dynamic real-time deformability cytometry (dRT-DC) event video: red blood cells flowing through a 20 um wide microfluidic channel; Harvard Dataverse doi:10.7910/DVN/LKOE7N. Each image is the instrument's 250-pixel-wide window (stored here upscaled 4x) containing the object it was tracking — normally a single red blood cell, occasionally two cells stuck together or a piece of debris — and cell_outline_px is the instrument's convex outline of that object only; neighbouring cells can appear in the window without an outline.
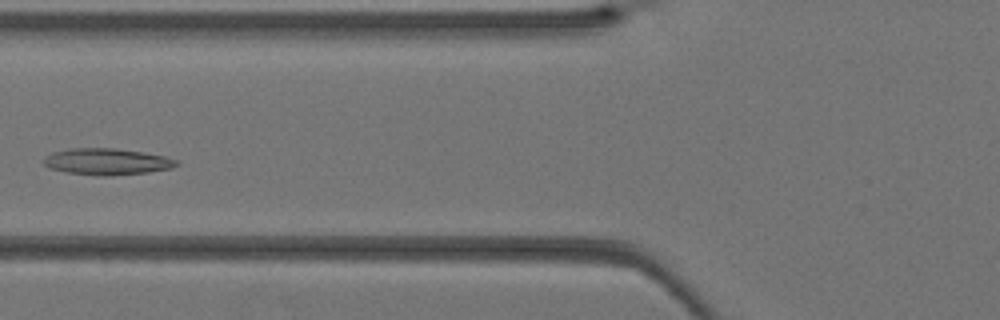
{"species": "Egyptian fruit bat (a non-hibernating species)", "species_latin": "Rousettus aegyptiacus", "temperature_condition": "warm", "stored_images_in_passage": 38, "camera_frame_rate_fps": 3000, "um_per_image_px": 0.085, "animal": {"sex": "female"}, "frame": {"image": 1, "passage_image": 14, "time_ms": 4.333, "image_size_px": [1000, 320], "cell_outline_px": [[180, 164], [172, 168], [148, 172], [112, 176], [100, 176], [68, 172], [48, 168], [44, 164], [44, 156], [52, 152], [72, 148], [116, 148], [144, 152], [164, 156], [180, 160]], "centroid_in_image_um": [9.12, 13.73], "position_along_channel_um": 116.7, "area_um2": 20.69}}
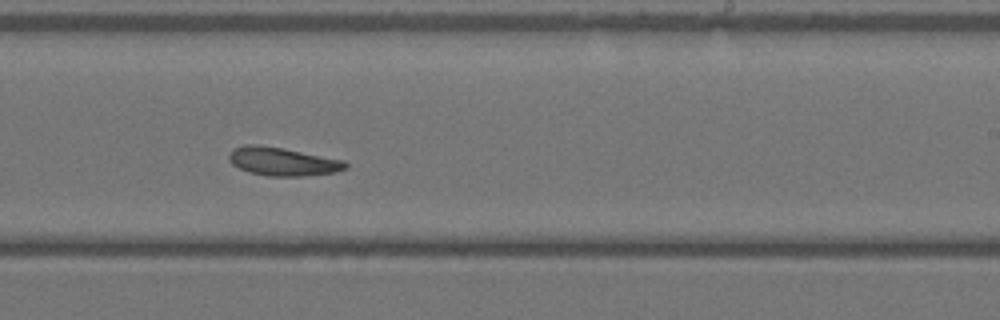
{"frame": {"image": 2, "passage_image": 23, "time_ms": 7.333, "image_size_px": [1000, 320], "cell_outline_px": [[348, 168], [336, 172], [300, 176], [268, 176], [248, 172], [232, 164], [228, 160], [228, 156], [232, 148], [244, 144], [256, 144], [284, 148], [344, 160], [348, 164]], "centroid_in_image_um": [24.0, 13.72], "position_along_channel_um": 265.0, "area_um2": 19.42}}
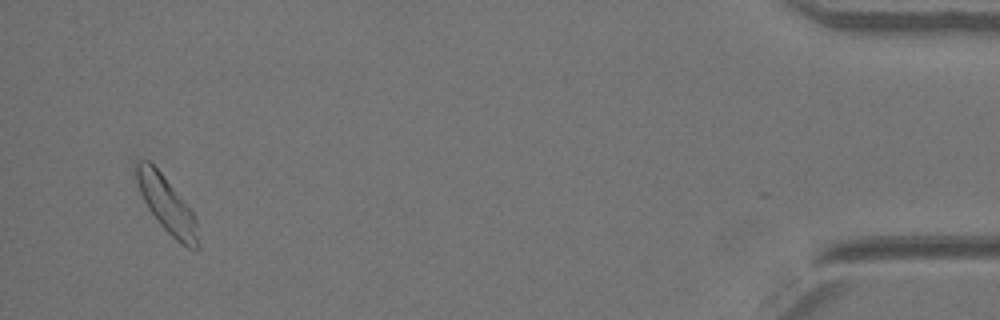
{"frame": {"image": 3, "passage_image": 37, "time_ms": 12.0, "image_size_px": [1000, 320], "cell_outline_px": [[200, 248], [188, 248], [180, 244], [160, 224], [148, 208], [140, 192], [132, 168], [136, 160], [148, 160], [164, 176], [196, 216], [200, 244]], "centroid_in_image_um": [14.17, 17.39], "position_along_channel_um": 421.0, "area_um2": 20.23}}